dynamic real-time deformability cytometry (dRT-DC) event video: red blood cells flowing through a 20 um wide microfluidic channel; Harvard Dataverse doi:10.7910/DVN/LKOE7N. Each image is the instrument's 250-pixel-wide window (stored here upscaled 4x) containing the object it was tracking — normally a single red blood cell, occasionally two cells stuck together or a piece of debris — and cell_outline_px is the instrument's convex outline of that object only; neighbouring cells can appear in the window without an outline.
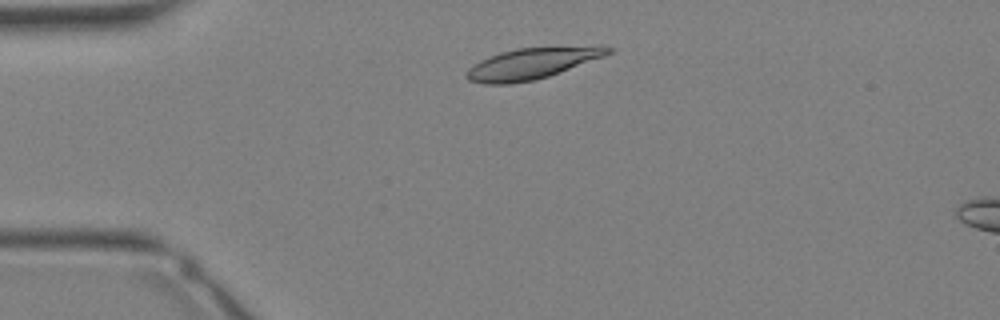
{"species": "Egyptian fruit bat (a non-hibernating species)", "species_latin": "Rousettus aegyptiacus", "temperature_condition": "warm", "stored_images_in_passage": 28, "camera_frame_rate_fps": 3000, "um_per_image_px": 0.085, "animal": {"sex": "female"}, "frame": {"image": 1, "passage_image": 2, "time_ms": 0.333, "image_size_px": [1000, 320], "cell_outline_px": [[612, 52], [604, 56], [548, 76], [532, 80], [508, 84], [484, 84], [468, 80], [464, 76], [464, 72], [468, 68], [500, 52], [516, 48], [612, 48]], "centroid_in_image_um": [45.06, 5.44], "position_along_channel_um": 39.9, "area_um2": 24.39}}
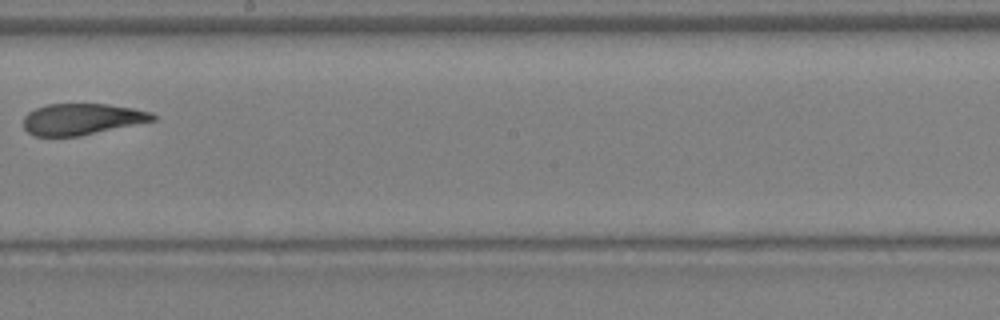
{"frame": {"image": 2, "passage_image": 14, "time_ms": 4.333, "image_size_px": [1000, 320], "cell_outline_px": [[156, 120], [80, 136], [36, 136], [28, 132], [24, 128], [24, 116], [28, 112], [36, 108], [48, 104], [108, 104], [132, 108], [152, 112], [156, 116]], "centroid_in_image_um": [6.97, 10.12], "position_along_channel_um": 241.2, "area_um2": 23.52}}
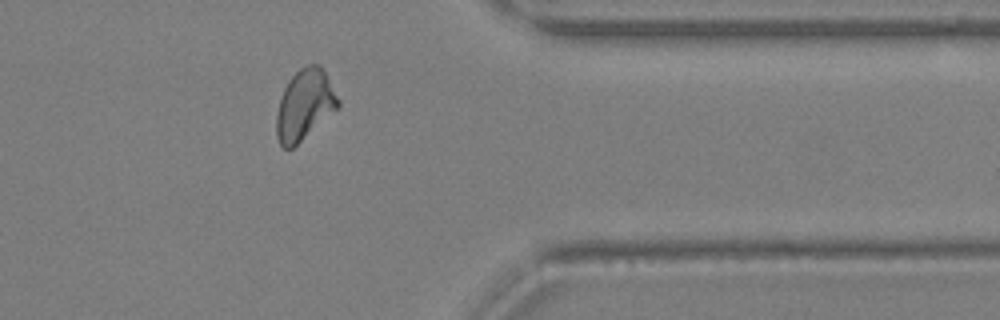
{"frame": {"image": 3, "passage_image": 22, "time_ms": 7.0, "image_size_px": [1000, 320], "cell_outline_px": [[340, 104], [336, 108], [292, 148], [284, 148], [280, 144], [276, 136], [276, 116], [280, 100], [284, 88], [292, 76], [300, 68], [308, 64], [320, 64], [340, 100]], "centroid_in_image_um": [25.87, 8.88], "position_along_channel_um": 385.5, "area_um2": 24.62}}